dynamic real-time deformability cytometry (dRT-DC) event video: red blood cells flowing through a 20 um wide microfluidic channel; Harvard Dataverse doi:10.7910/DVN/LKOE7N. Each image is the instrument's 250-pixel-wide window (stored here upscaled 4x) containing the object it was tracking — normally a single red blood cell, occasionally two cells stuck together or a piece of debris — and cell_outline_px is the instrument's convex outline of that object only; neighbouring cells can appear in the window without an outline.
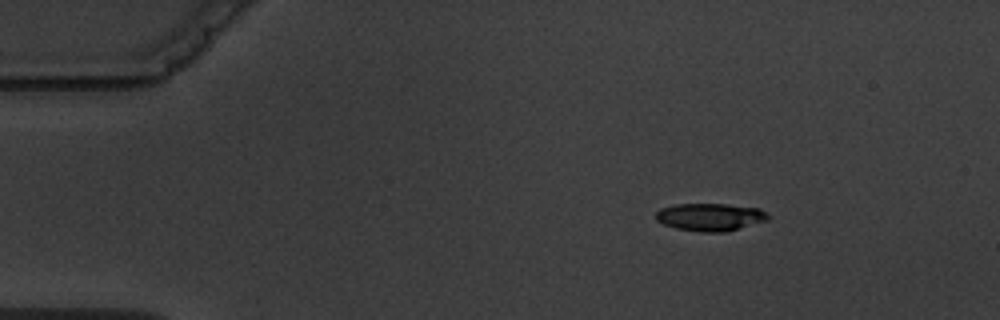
{"species": "common noctule bat (a hibernating species)", "species_latin": "Nyctalus noctula", "temperature_condition": "warm", "stored_images_in_passage": 10, "camera_frame_rate_fps": 3000, "um_per_image_px": 0.085, "animal": {"sex": "male", "body_mass_g": 19.5, "forearm_length_mm": 54.6}, "frame": {"image": 1, "passage_image": 1, "time_ms": 0.0, "image_size_px": [1000, 320], "cell_outline_px": [[768, 220], [728, 232], [700, 232], [676, 228], [664, 224], [656, 220], [656, 212], [660, 208], [676, 204], [728, 204], [760, 208], [768, 212]], "centroid_in_image_um": [60.39, 18.45], "position_along_channel_um": 24.6, "area_um2": 18.26}}
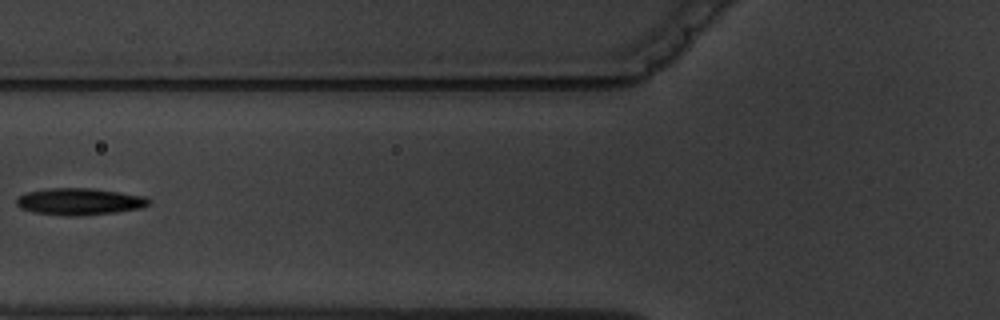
{"frame": {"image": 2, "passage_image": 5, "time_ms": 4.667, "image_size_px": [1000, 320], "cell_outline_px": [[152, 200], [148, 204], [140, 208], [116, 212], [72, 216], [36, 212], [20, 208], [16, 204], [16, 200], [24, 192], [48, 188], [92, 188], [148, 196]], "centroid_in_image_um": [6.78, 17.11], "position_along_channel_um": 119.0, "area_um2": 20.63}}
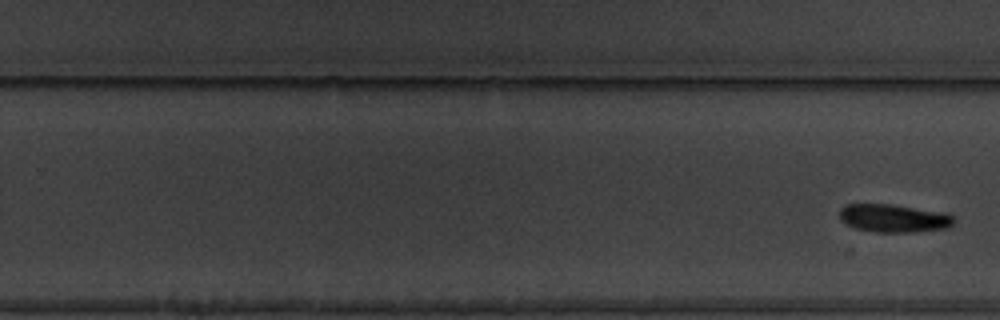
{"frame": {"image": 3, "passage_image": 10, "time_ms": 15.0, "image_size_px": [1000, 320], "cell_outline_px": [[952, 224], [948, 228], [912, 232], [872, 232], [856, 228], [844, 224], [840, 220], [840, 208], [844, 204], [892, 204], [948, 212], [952, 216]], "centroid_in_image_um": [75.94, 18.54], "position_along_channel_um": 253.9, "area_um2": 18.96}}